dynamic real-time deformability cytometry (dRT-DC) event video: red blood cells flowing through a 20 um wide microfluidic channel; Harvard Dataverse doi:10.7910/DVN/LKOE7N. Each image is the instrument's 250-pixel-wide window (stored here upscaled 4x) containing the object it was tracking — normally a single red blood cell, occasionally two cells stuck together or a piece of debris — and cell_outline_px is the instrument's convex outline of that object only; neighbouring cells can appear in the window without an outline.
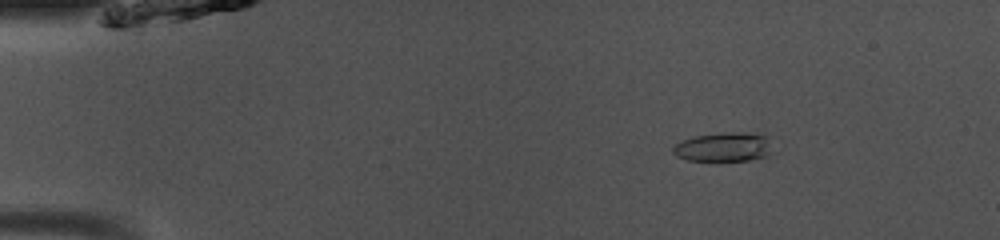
{"species": "common noctule bat (a hibernating species)", "species_latin": "Nyctalus noctula", "temperature_condition": "room temperature", "stored_images_in_passage": 49, "camera_frame_rate_fps": 3000, "um_per_image_px": 0.085, "animal": {"sex": "male", "body_mass_g": 13.0, "forearm_length_mm": 53.1}, "frame": {"image": 1, "passage_image": 7, "time_ms": 2.0, "image_size_px": [1000, 240], "cell_outline_px": [[768, 156], [752, 160], [688, 160], [676, 156], [672, 152], [672, 148], [676, 144], [684, 140], [696, 136], [720, 132], [760, 132], [768, 136]], "centroid_in_image_um": [61.52, 12.47], "position_along_channel_um": 23.5, "area_um2": 16.88}}
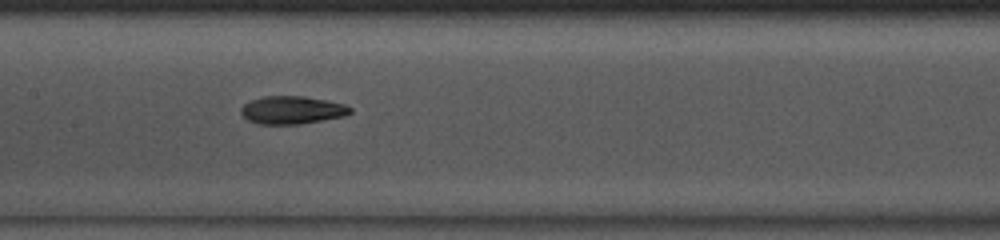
{"frame": {"image": 2, "passage_image": 24, "time_ms": 7.667, "image_size_px": [1000, 240], "cell_outline_px": [[352, 112], [344, 116], [300, 124], [256, 124], [248, 120], [240, 112], [240, 108], [244, 104], [252, 100], [264, 96], [304, 96], [344, 104], [352, 108]], "centroid_in_image_um": [24.8, 9.36], "position_along_channel_um": 182.6, "area_um2": 17.69}}
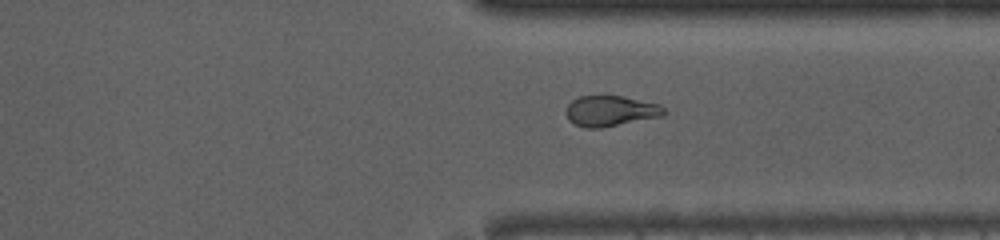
{"frame": {"image": 3, "passage_image": 37, "time_ms": 12.0, "image_size_px": [1000, 240], "cell_outline_px": [[668, 112], [664, 116], [600, 128], [584, 128], [572, 124], [568, 120], [564, 112], [564, 108], [572, 100], [580, 96], [620, 96], [660, 104]], "centroid_in_image_um": [51.86, 9.44], "position_along_channel_um": 359.5, "area_um2": 17.74}, "authors_computed_cell_mechanics": {"area_um2": 17.918, "velocity_mm_per_s": 4.0909, "shape_relaxation_time_tau1_ms": null, "shape_relaxation_time_tau2_ms": 2.7357, "deformation_change_tau1": null, "deformation_change_tau2": 0.1104}}